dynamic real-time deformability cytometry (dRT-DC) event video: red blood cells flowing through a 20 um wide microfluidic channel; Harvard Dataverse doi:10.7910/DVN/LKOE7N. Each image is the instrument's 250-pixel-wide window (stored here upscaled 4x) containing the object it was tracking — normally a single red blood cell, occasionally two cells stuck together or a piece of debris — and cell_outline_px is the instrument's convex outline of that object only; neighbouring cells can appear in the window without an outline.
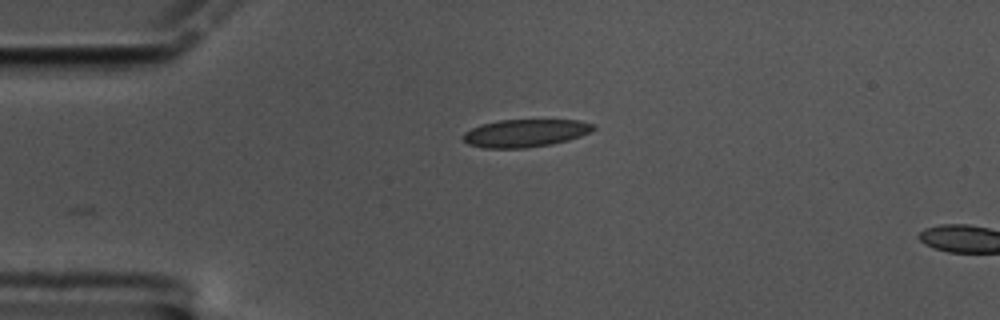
{"species": "common noctule bat (a hibernating species)", "species_latin": "Nyctalus noctula", "temperature_condition": "cold", "stored_images_in_passage": 4, "camera_frame_rate_fps": 3000, "um_per_image_px": 0.085, "animal": {"sex": "male", "body_mass_g": 17.5, "forearm_length_mm": 52.3}, "frame": {"image": 1, "passage_image": 1, "time_ms": 0.0, "image_size_px": [1000, 320], "cell_outline_px": [[596, 128], [580, 136], [568, 140], [552, 144], [524, 148], [484, 148], [468, 144], [460, 136], [464, 132], [480, 124], [500, 120], [580, 120], [596, 124]], "centroid_in_image_um": [44.63, 11.31], "position_along_channel_um": 40.4, "area_um2": 21.15}}